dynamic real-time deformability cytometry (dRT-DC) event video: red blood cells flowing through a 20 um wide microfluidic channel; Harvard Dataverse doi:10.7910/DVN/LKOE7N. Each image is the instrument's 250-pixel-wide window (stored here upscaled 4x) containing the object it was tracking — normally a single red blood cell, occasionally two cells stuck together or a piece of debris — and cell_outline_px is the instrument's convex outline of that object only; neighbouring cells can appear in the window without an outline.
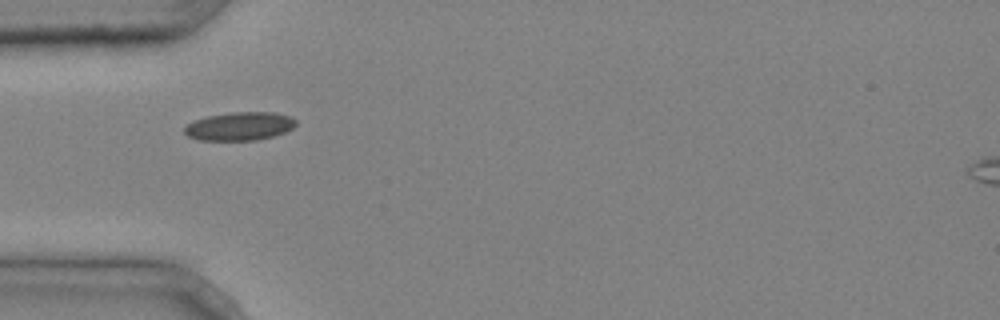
{"species": "common noctule bat (a hibernating species)", "species_latin": "Nyctalus noctula", "temperature_condition": "cold", "stored_images_in_passage": 6, "camera_frame_rate_fps": 3000, "um_per_image_px": 0.085, "animal": {"sex": "male", "body_mass_g": 20.4}, "frame": {"image": 1, "passage_image": 5, "time_ms": 1.333, "image_size_px": [1000, 320], "cell_outline_px": [[296, 124], [292, 128], [284, 132], [272, 136], [256, 140], [200, 140], [188, 136], [184, 132], [184, 128], [188, 124], [196, 120], [208, 116], [232, 112], [276, 112], [292, 116], [296, 120]], "centroid_in_image_um": [20.4, 10.72], "position_along_channel_um": 64.6, "area_um2": 18.32}}